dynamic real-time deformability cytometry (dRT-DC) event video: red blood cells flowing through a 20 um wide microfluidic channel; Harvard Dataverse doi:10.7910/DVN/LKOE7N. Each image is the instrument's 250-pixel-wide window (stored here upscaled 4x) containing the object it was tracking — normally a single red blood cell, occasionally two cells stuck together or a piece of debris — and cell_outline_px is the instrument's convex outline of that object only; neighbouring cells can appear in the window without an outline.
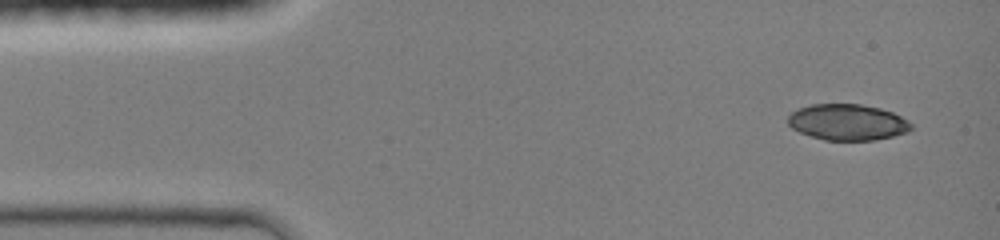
{"species": "common noctule bat (a hibernating species)", "species_latin": "Nyctalus noctula", "temperature_condition": "room temperature", "stored_images_in_passage": 8, "camera_frame_rate_fps": 3000, "um_per_image_px": 0.085, "animal": {"sex": "female", "body_mass_g": 19.0, "forearm_length_mm": 51.5}, "frame": {"image": 1, "passage_image": 1, "time_ms": 0.0, "image_size_px": [1000, 240], "cell_outline_px": [[912, 128], [908, 132], [876, 140], [824, 140], [800, 132], [792, 128], [788, 124], [788, 116], [792, 112], [800, 108], [812, 104], [860, 104], [880, 108], [892, 112], [908, 120], [912, 124]], "centroid_in_image_um": [72.05, 10.39], "position_along_channel_um": 12.9, "area_um2": 25.84}}
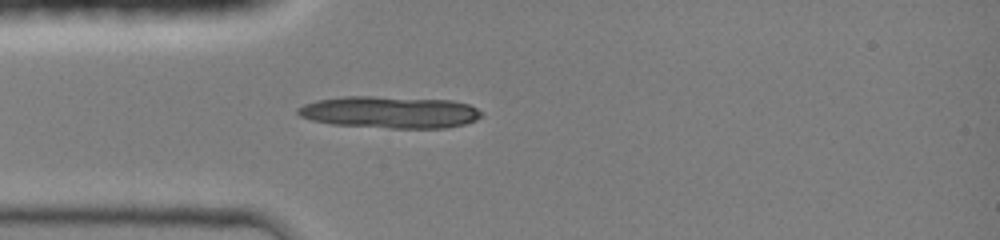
{"frame": {"image": 2, "passage_image": 6, "time_ms": 1.667, "image_size_px": [1000, 240], "cell_outline_px": [[484, 112], [476, 120], [464, 124], [448, 128], [388, 128], [332, 124], [312, 120], [300, 116], [296, 112], [296, 108], [304, 104], [316, 100], [344, 96], [372, 96], [452, 100], [468, 104]], "centroid_in_image_um": [33.13, 9.53], "position_along_channel_um": 51.9, "area_um2": 34.33}}